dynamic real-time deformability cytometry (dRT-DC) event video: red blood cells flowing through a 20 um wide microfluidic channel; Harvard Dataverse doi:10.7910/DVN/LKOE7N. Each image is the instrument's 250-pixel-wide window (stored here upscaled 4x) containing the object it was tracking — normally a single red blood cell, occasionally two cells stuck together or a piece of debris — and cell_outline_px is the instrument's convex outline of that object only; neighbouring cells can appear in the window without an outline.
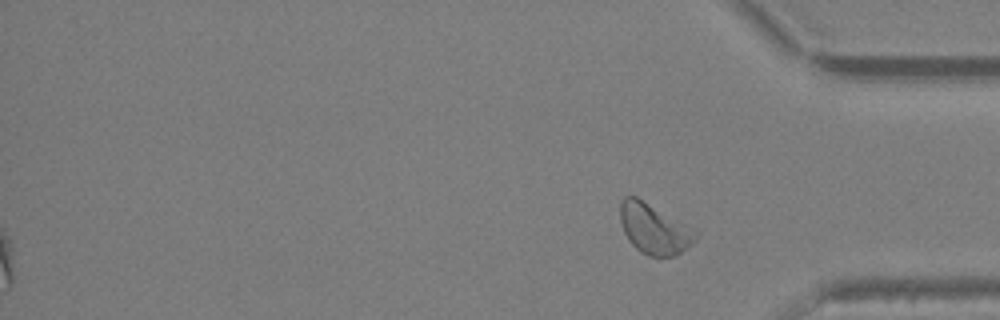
{"species": "Egyptian fruit bat (a non-hibernating species)", "species_latin": "Rousettus aegyptiacus", "temperature_condition": "warm", "stored_images_in_passage": 36, "segment_of_instrument_passage": [2, 2], "camera_frame_rate_fps": 3000, "um_per_image_px": 0.085, "animal": {"sex": "female"}, "frame": {"image": 1, "passage_image": 36, "time_ms": 11.667, "image_size_px": [1000, 320], "cell_outline_px": [[700, 236], [692, 244], [676, 256], [648, 256], [640, 252], [628, 240], [624, 232], [620, 220], [620, 204], [624, 196], [636, 196], [696, 228], [700, 232]], "centroid_in_image_um": [55.66, 19.45], "position_along_channel_um": 379.5, "area_um2": 22.6}}